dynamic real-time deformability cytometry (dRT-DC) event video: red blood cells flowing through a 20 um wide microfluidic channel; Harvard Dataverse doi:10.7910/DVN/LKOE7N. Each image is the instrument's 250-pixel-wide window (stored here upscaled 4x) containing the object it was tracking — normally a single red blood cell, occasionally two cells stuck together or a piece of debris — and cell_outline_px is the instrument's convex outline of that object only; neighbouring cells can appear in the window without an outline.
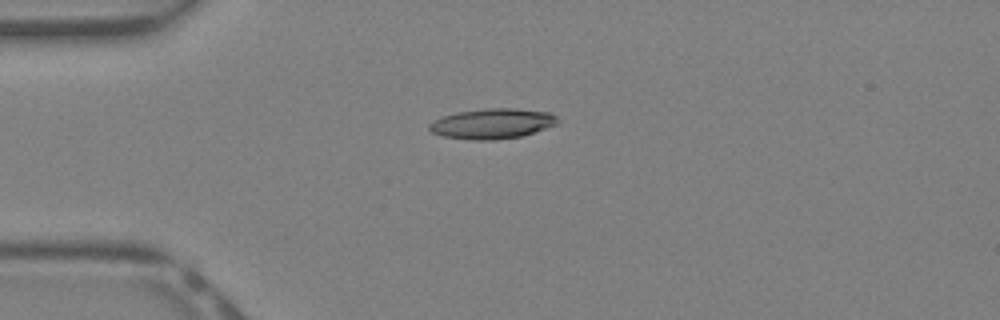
{"species": "Egyptian fruit bat (a non-hibernating species)", "species_latin": "Rousettus aegyptiacus", "temperature_condition": "warm", "stored_images_in_passage": 31, "camera_frame_rate_fps": 3000, "um_per_image_px": 0.085, "animal": {"sex": "female"}, "frame": {"image": 1, "passage_image": 1, "time_ms": 0.0, "image_size_px": [1000, 320], "cell_outline_px": [[560, 120], [556, 124], [520, 136], [496, 140], [476, 140], [444, 136], [432, 132], [428, 128], [428, 124], [444, 116], [456, 112], [488, 108], [516, 108], [548, 112], [556, 116]], "centroid_in_image_um": [41.84, 10.5], "position_along_channel_um": 43.2, "area_um2": 22.31}}
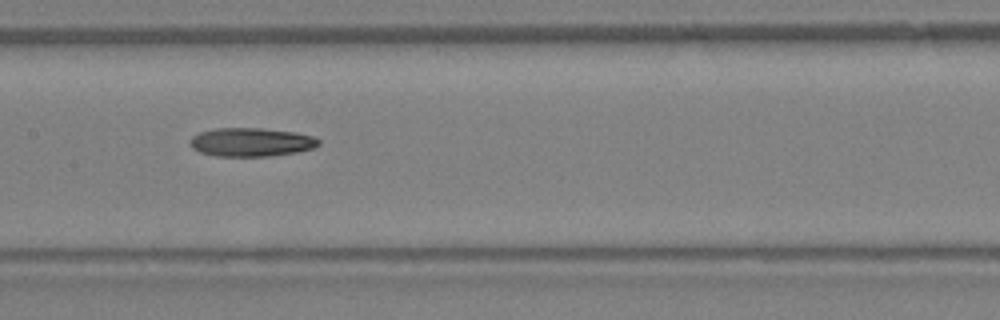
{"frame": {"image": 2, "passage_image": 11, "time_ms": 3.333, "image_size_px": [1000, 320], "cell_outline_px": [[320, 144], [316, 148], [296, 152], [268, 156], [216, 156], [200, 152], [192, 148], [192, 136], [200, 132], [216, 128], [260, 128], [296, 132], [312, 136], [320, 140]], "centroid_in_image_um": [21.39, 12.08], "position_along_channel_um": 186.0, "area_um2": 21.39}}
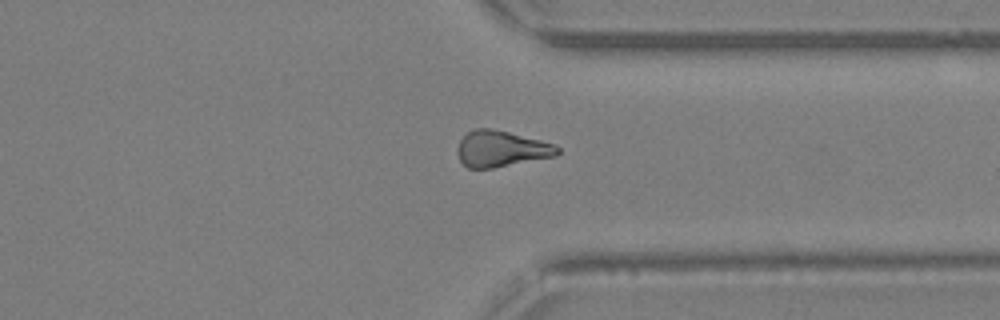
{"frame": {"image": 3, "passage_image": 22, "time_ms": 7.0, "image_size_px": [1000, 320], "cell_outline_px": [[560, 152], [556, 156], [492, 168], [468, 168], [460, 160], [456, 152], [456, 148], [460, 140], [468, 132], [476, 128], [488, 128], [508, 132], [556, 144], [560, 148]], "centroid_in_image_um": [42.6, 12.65], "position_along_channel_um": 368.8, "area_um2": 20.98}}